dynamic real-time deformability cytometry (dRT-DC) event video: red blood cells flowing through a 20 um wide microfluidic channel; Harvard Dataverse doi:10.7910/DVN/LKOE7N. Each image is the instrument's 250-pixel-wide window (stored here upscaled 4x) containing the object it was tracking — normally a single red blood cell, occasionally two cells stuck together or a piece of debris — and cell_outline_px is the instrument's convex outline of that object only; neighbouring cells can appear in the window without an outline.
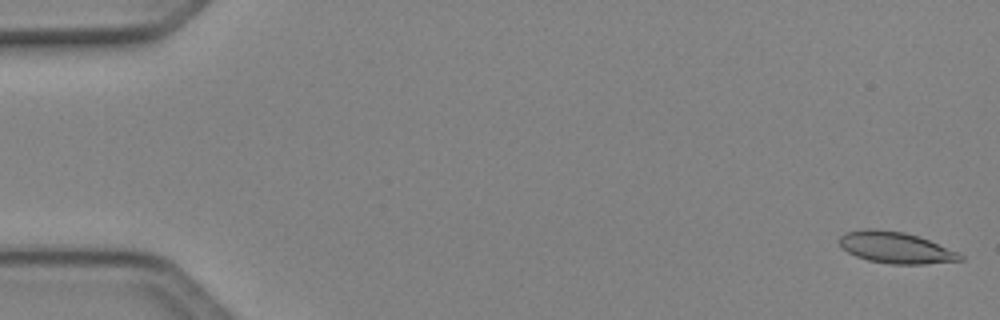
{"species": "Egyptian fruit bat (a non-hibernating species)", "species_latin": "Rousettus aegyptiacus", "temperature_condition": "cold", "stored_images_in_passage": 49, "camera_frame_rate_fps": 3000, "um_per_image_px": 0.085, "animal": {"sex": "female"}, "frame": {"image": 1, "passage_image": 1, "time_ms": 0.0, "image_size_px": [1000, 320], "cell_outline_px": [[964, 260], [924, 264], [892, 264], [868, 260], [856, 256], [848, 252], [840, 244], [840, 236], [844, 232], [864, 228], [872, 228], [904, 232], [928, 240], [960, 252], [964, 256]], "centroid_in_image_um": [76.15, 21.04], "position_along_channel_um": 8.9, "area_um2": 22.08}}
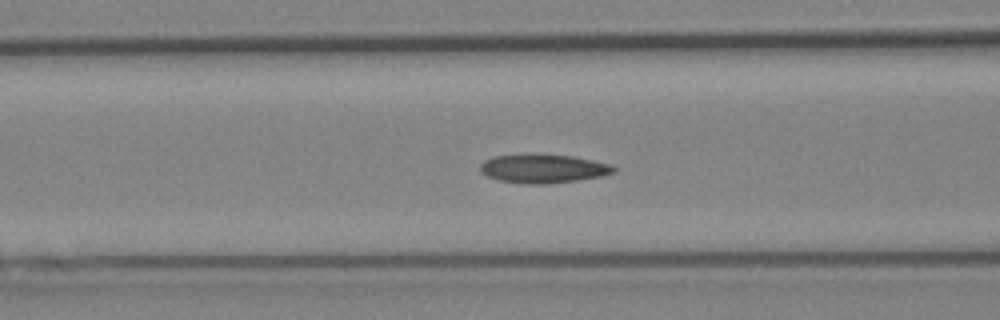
{"frame": {"image": 2, "passage_image": 20, "time_ms": 6.333, "image_size_px": [1000, 320], "cell_outline_px": [[616, 172], [600, 176], [576, 180], [544, 184], [528, 184], [500, 180], [488, 176], [480, 172], [480, 164], [484, 160], [492, 156], [524, 152], [536, 152], [572, 156], [612, 164], [616, 168]], "centroid_in_image_um": [46.13, 14.28], "position_along_channel_um": 120.5, "area_um2": 22.95}}
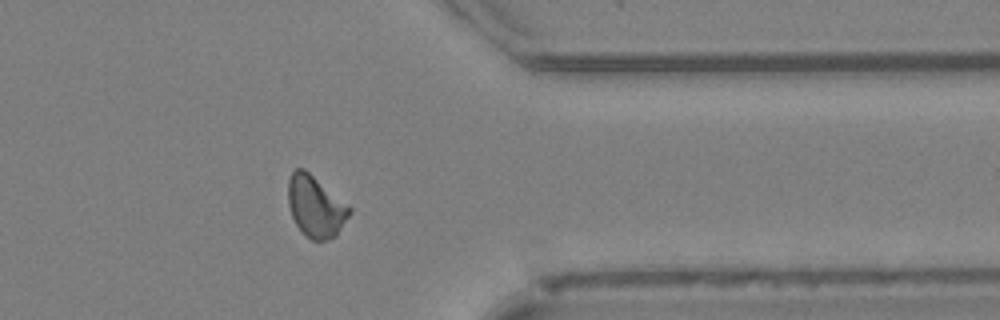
{"frame": {"image": 3, "passage_image": 40, "time_ms": 13.0, "image_size_px": [1000, 320], "cell_outline_px": [[352, 212], [336, 236], [328, 240], [312, 240], [304, 236], [296, 224], [292, 216], [288, 204], [288, 180], [292, 172], [296, 168], [304, 168], [348, 204], [352, 208]], "centroid_in_image_um": [26.83, 17.56], "position_along_channel_um": 384.6, "area_um2": 22.08}, "authors_computed_cell_mechanics": {"area_um2": 21.5594, "velocity_mm_per_s": 4.1243, "shape_relaxation_time_tau1_ms": null, "shape_relaxation_time_tau2_ms": 3.3508, "deformation_change_tau1": null, "deformation_change_tau2": 0.0786}}